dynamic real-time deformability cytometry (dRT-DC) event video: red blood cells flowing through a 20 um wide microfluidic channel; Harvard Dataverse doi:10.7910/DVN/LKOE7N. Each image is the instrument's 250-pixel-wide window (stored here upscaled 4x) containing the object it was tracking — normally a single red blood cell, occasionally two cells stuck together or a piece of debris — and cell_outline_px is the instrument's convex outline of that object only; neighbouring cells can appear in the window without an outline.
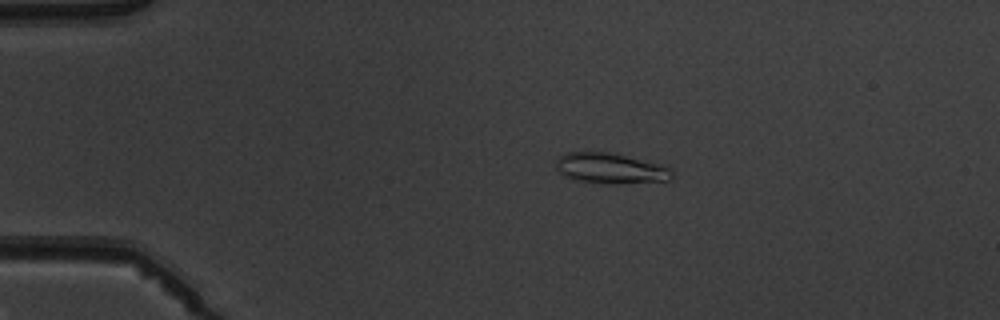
{"species": "common noctule bat (a hibernating species)", "species_latin": "Nyctalus noctula", "temperature_condition": "warm", "stored_images_in_passage": 6, "camera_frame_rate_fps": 3000, "um_per_image_px": 0.085, "animal": {"sex": "male", "body_mass_g": 19.5, "forearm_length_mm": 54.6}, "frame": {"image": 1, "passage_image": 4, "time_ms": 3.333, "image_size_px": [1000, 320], "cell_outline_px": [[672, 180], [616, 184], [612, 184], [572, 180], [564, 176], [556, 168], [556, 160], [560, 156], [568, 152], [612, 152], [660, 164], [672, 168]], "centroid_in_image_um": [51.9, 14.31], "position_along_channel_um": 33.1, "area_um2": 20.81}}
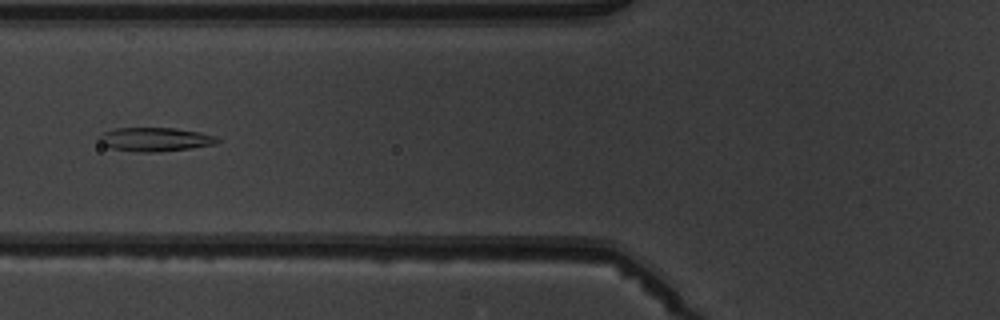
{"frame": {"image": 2, "passage_image": 6, "time_ms": 6.667, "image_size_px": [1000, 320], "cell_outline_px": [[220, 140], [216, 144], [192, 148], [156, 152], [140, 152], [112, 148], [104, 144], [96, 136], [104, 132], [116, 128], [176, 128], [200, 132], [216, 136]], "centroid_in_image_um": [13.22, 11.84], "position_along_channel_um": 112.6, "area_um2": 16.36}}